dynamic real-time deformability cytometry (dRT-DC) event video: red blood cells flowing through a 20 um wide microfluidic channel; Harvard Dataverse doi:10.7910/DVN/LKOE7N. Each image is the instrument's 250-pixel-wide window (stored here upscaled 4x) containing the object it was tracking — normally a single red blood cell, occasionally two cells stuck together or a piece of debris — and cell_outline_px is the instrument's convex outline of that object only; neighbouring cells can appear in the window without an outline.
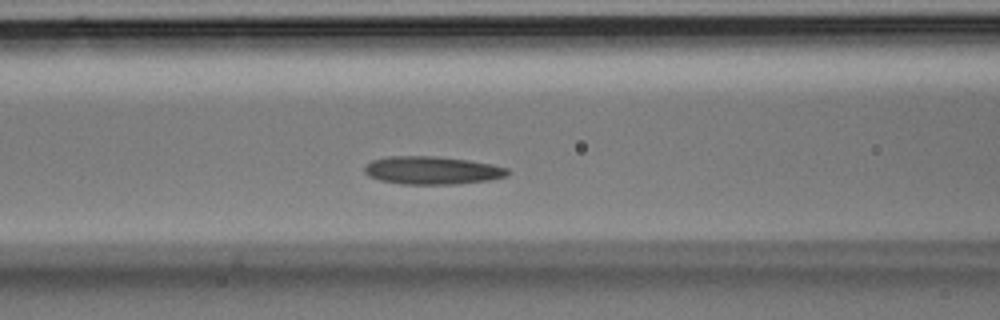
{"species": "Egyptian fruit bat (a non-hibernating species)", "species_latin": "Rousettus aegyptiacus", "temperature_condition": "room temperature", "stored_images_in_passage": 34, "camera_frame_rate_fps": 3000, "um_per_image_px": 0.085, "animal": {"sex": "male"}, "frame": {"image": 1, "passage_image": 12, "time_ms": 3.667, "image_size_px": [1000, 320], "cell_outline_px": [[508, 176], [488, 180], [456, 184], [400, 184], [380, 180], [368, 176], [364, 172], [364, 168], [372, 160], [388, 156], [432, 156], [468, 160], [492, 164], [508, 168]], "centroid_in_image_um": [36.72, 14.48], "position_along_channel_um": 129.9, "area_um2": 23.29}}
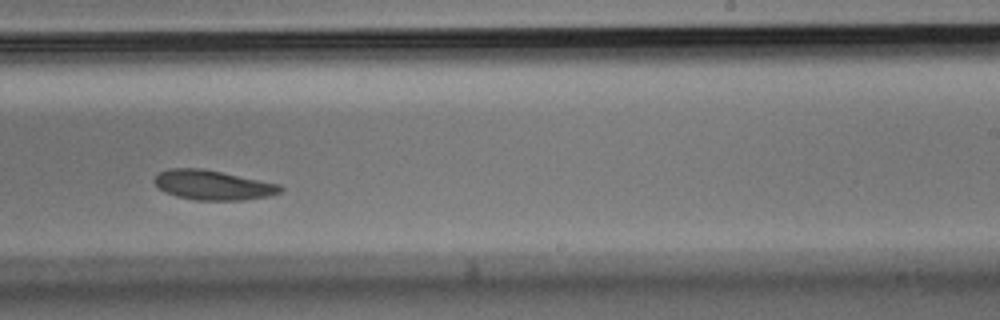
{"frame": {"image": 2, "passage_image": 20, "time_ms": 6.333, "image_size_px": [1000, 320], "cell_outline_px": [[284, 188], [280, 192], [268, 196], [244, 200], [196, 200], [176, 196], [164, 192], [152, 180], [160, 172], [168, 168], [200, 168], [280, 184]], "centroid_in_image_um": [18.08, 15.73], "position_along_channel_um": 270.9, "area_um2": 21.62}}
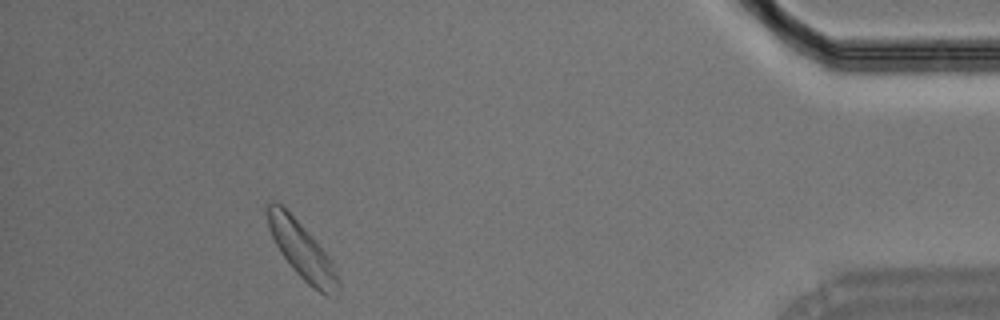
{"frame": {"image": 3, "passage_image": 31, "time_ms": 10.0, "image_size_px": [1000, 320], "cell_outline_px": [[340, 292], [336, 296], [328, 296], [320, 292], [308, 284], [296, 272], [284, 256], [276, 244], [268, 228], [264, 212], [264, 208], [272, 200], [280, 204], [304, 228], [324, 252], [332, 264], [340, 280]], "centroid_in_image_um": [25.64, 21.29], "position_along_channel_um": 409.6, "area_um2": 22.77}}